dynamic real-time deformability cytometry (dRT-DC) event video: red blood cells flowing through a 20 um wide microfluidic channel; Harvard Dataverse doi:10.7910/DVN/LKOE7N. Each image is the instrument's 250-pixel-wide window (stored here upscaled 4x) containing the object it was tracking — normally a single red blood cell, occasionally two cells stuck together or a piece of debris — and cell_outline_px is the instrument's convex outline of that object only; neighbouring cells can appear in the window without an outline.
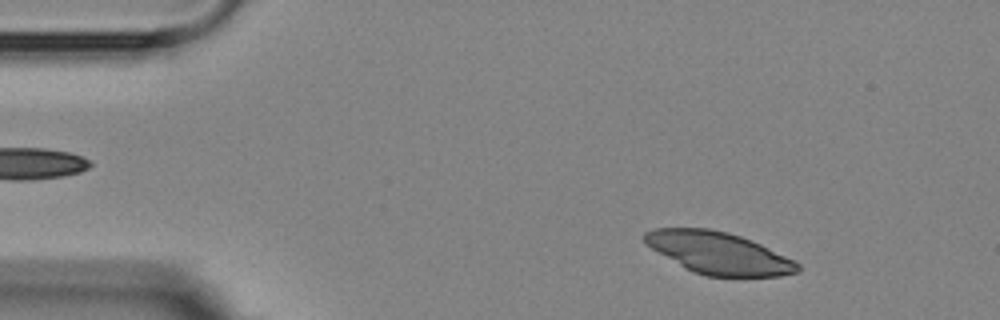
{"species": "Egyptian fruit bat (a non-hibernating species)", "species_latin": "Rousettus aegyptiacus", "temperature_condition": "room temperature", "stored_images_in_passage": 3, "camera_frame_rate_fps": 3000, "um_per_image_px": 0.085, "animal": {"sex": "female"}, "frame": {"image": 1, "passage_image": 1, "time_ms": 0.0, "image_size_px": [1000, 320], "cell_outline_px": [[800, 268], [796, 272], [780, 276], [704, 276], [692, 272], [684, 268], [652, 248], [644, 240], [644, 232], [656, 228], [708, 228], [728, 232], [752, 240], [800, 264]], "centroid_in_image_um": [61.06, 21.5], "position_along_channel_um": 23.9, "area_um2": 36.99}}